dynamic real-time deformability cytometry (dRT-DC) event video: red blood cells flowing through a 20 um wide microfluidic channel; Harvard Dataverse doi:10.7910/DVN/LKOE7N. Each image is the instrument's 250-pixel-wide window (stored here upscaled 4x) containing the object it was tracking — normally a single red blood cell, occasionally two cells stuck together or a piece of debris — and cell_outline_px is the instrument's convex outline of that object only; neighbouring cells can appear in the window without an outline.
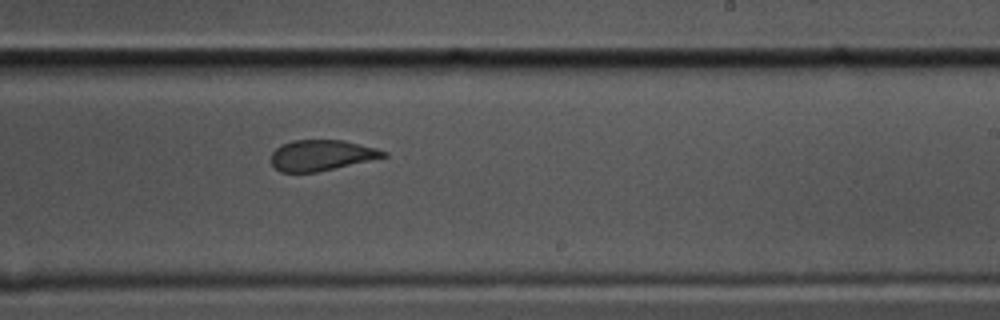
{"species": "common noctule bat (a hibernating species)", "species_latin": "Nyctalus noctula", "temperature_condition": "cold", "stored_images_in_passage": 39, "camera_frame_rate_fps": 3000, "um_per_image_px": 0.085, "animal": {"sex": "male", "body_mass_g": 17.5, "forearm_length_mm": 52.3}, "frame": {"image": 1, "passage_image": 20, "time_ms": 6.333, "image_size_px": [1000, 320], "cell_outline_px": [[388, 156], [316, 172], [280, 172], [272, 164], [272, 152], [280, 144], [292, 140], [344, 140], [376, 148], [388, 152]], "centroid_in_image_um": [27.31, 13.18], "position_along_channel_um": 261.7, "area_um2": 20.0}}
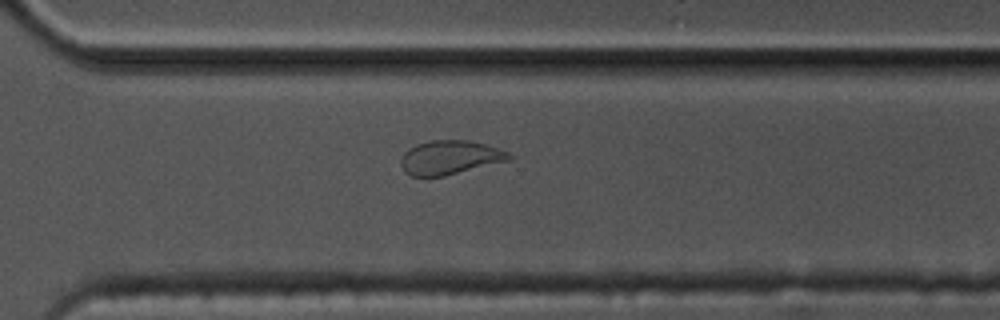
{"frame": {"image": 2, "passage_image": 26, "time_ms": 8.333, "image_size_px": [1000, 320], "cell_outline_px": [[516, 156], [512, 160], [444, 176], [412, 176], [404, 172], [400, 164], [400, 160], [404, 152], [408, 148], [416, 144], [432, 140], [468, 140], [484, 144], [508, 152]], "centroid_in_image_um": [38.25, 13.39], "position_along_channel_um": 332.3, "area_um2": 21.62}}
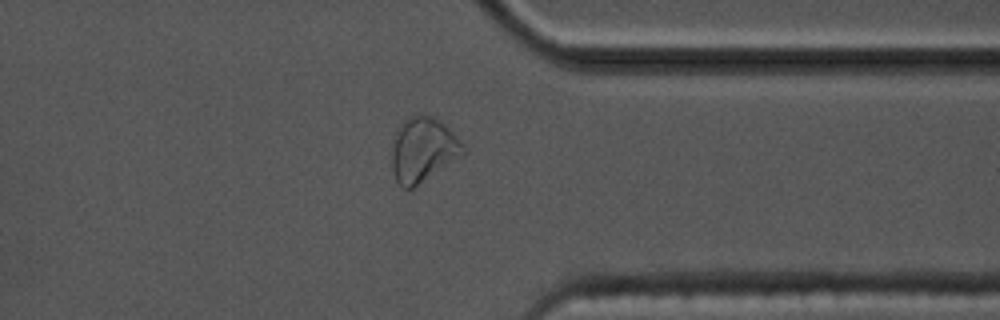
{"frame": {"image": 3, "passage_image": 30, "time_ms": 9.667, "image_size_px": [1000, 320], "cell_outline_px": [[468, 152], [464, 156], [412, 188], [404, 188], [396, 180], [392, 168], [392, 148], [396, 132], [400, 124], [408, 116], [420, 112], [432, 116], [440, 120], [464, 144]], "centroid_in_image_um": [35.99, 12.69], "position_along_channel_um": 375.4, "area_um2": 27.17}, "authors_computed_cell_mechanics": {"area_um2": 21.5594, "velocity_mm_per_s": 3.538, "shape_relaxation_time_tau1_ms": null, "shape_relaxation_time_tau2_ms": 1.2493, "deformation_change_tau1": null, "deformation_change_tau2": 0.089}}